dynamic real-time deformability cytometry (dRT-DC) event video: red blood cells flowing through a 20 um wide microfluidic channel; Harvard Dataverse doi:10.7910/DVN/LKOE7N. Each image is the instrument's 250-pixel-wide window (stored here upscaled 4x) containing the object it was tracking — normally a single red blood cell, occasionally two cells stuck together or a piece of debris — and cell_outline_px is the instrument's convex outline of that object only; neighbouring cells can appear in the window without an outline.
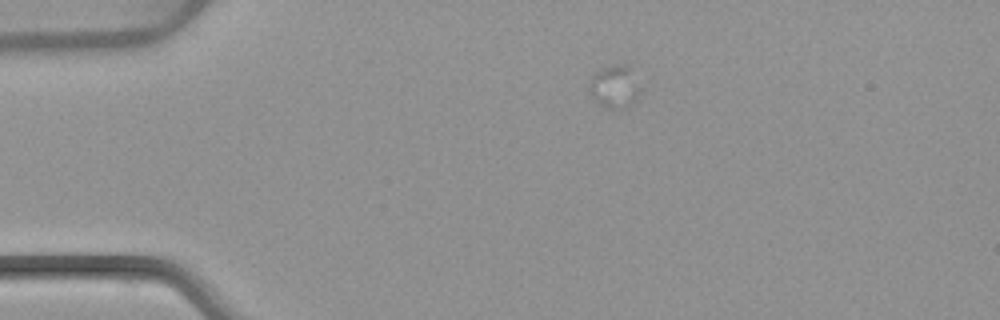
{"species": "common noctule bat (a hibernating species)", "species_latin": "Nyctalus noctula", "temperature_condition": "warm", "stored_images_in_passage": 5, "camera_frame_rate_fps": 3000, "um_per_image_px": 0.085, "animal": {"sex": "female", "body_mass_g": 22.7, "forearm_length_mm": 54.2}, "frame": {"image": 1, "passage_image": 2, "time_ms": 1.333, "image_size_px": [1000, 320], "cell_outline_px": [[640, 92], [628, 108], [612, 112], [604, 108], [588, 92], [588, 80], [600, 68], [616, 64], [628, 64], [640, 88]], "centroid_in_image_um": [52.2, 7.41], "position_along_channel_um": 32.8, "area_um2": 13.12}}
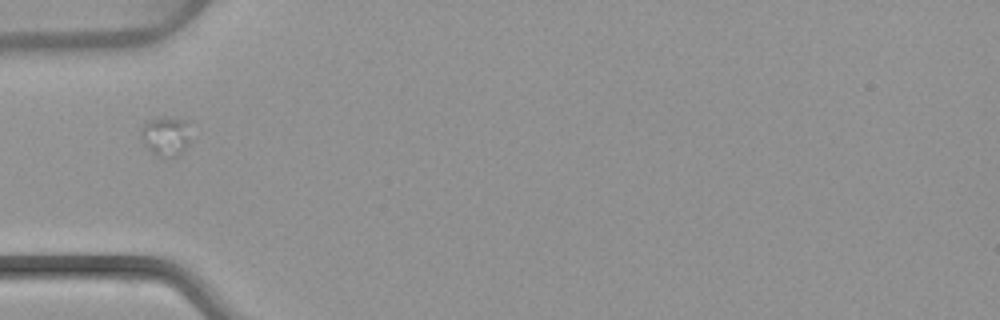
{"frame": {"image": 2, "passage_image": 4, "time_ms": 3.667, "image_size_px": [1000, 320], "cell_outline_px": [[188, 144], [176, 156], [164, 160], [156, 156], [144, 144], [140, 136], [140, 132], [144, 124], [148, 120], [164, 116], [188, 120]], "centroid_in_image_um": [14.06, 11.58], "position_along_channel_um": 70.9, "area_um2": 11.56}}